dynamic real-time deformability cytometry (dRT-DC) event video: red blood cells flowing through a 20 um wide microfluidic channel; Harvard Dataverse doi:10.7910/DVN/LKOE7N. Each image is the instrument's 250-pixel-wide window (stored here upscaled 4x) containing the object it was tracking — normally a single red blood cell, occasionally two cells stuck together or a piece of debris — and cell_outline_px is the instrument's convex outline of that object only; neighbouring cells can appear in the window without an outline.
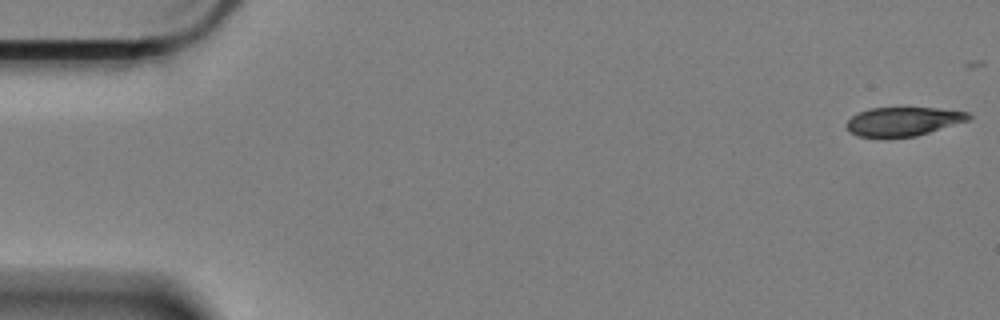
{"species": "Egyptian fruit bat (a non-hibernating species)", "species_latin": "Rousettus aegyptiacus", "temperature_condition": "cold", "stored_images_in_passage": 12, "camera_frame_rate_fps": 3000, "um_per_image_px": 0.085, "animal": {"sex": "female"}, "frame": {"image": 1, "passage_image": 1, "time_ms": 0.0, "image_size_px": [1000, 320], "cell_outline_px": [[972, 116], [968, 120], [916, 136], [856, 136], [848, 132], [844, 124], [852, 116], [860, 112], [872, 108], [936, 108], [968, 112]], "centroid_in_image_um": [76.74, 10.31], "position_along_channel_um": 8.3, "area_um2": 20.17}}